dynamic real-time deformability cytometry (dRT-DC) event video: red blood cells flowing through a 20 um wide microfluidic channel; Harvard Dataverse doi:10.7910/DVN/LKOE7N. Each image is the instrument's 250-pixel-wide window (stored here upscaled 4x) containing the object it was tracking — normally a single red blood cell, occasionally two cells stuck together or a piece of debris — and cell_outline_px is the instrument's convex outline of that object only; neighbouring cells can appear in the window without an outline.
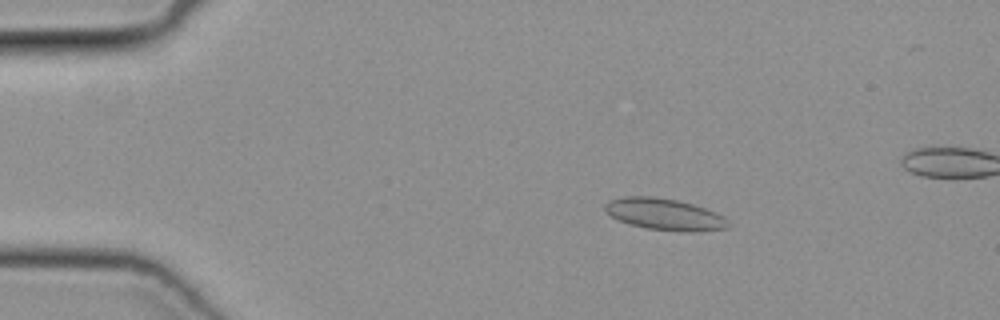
{"species": "common noctule bat (a hibernating species)", "species_latin": "Nyctalus noctula", "temperature_condition": "cold", "stored_images_in_passage": 52, "camera_frame_rate_fps": 3000, "um_per_image_px": 0.085, "animal": {"sex": "female", "body_mass_g": 19.3, "forearm_length_mm": 54.1}, "frame": {"image": 1, "passage_image": 10, "time_ms": 3.0, "image_size_px": [1000, 320], "cell_outline_px": [[732, 224], [728, 228], [696, 232], [688, 232], [648, 228], [628, 224], [612, 216], [604, 208], [604, 204], [608, 200], [624, 196], [652, 196], [676, 200], [692, 204], [716, 212], [724, 216]], "centroid_in_image_um": [56.52, 18.21], "position_along_channel_um": 28.5, "area_um2": 22.72}}
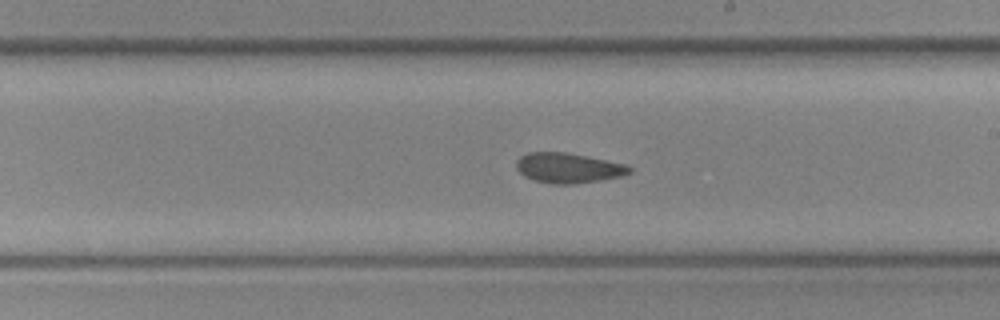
{"frame": {"image": 2, "passage_image": 30, "time_ms": 9.667, "image_size_px": [1000, 320], "cell_outline_px": [[632, 172], [624, 176], [576, 184], [552, 184], [532, 180], [524, 176], [516, 168], [516, 160], [520, 156], [528, 152], [564, 152], [628, 164], [632, 168]], "centroid_in_image_um": [48.31, 14.28], "position_along_channel_um": 240.7, "area_um2": 20.06}}
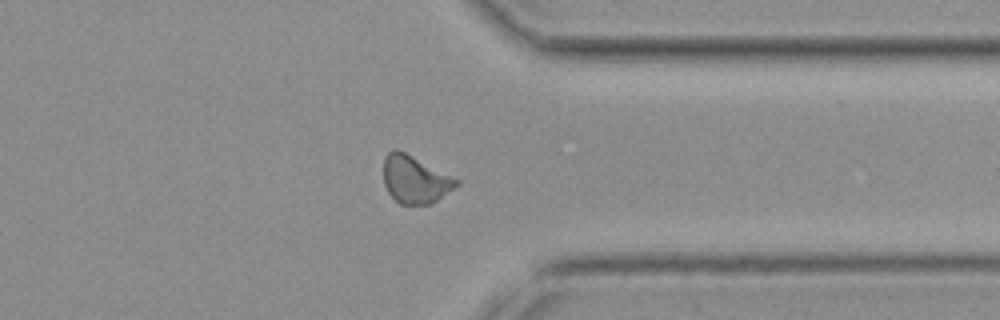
{"frame": {"image": 3, "passage_image": 40, "time_ms": 13.0, "image_size_px": [1000, 320], "cell_outline_px": [[460, 184], [432, 204], [400, 204], [388, 192], [384, 184], [384, 156], [388, 152], [396, 148], [460, 180]], "centroid_in_image_um": [35.28, 15.26], "position_along_channel_um": 376.1, "area_um2": 20.06}}